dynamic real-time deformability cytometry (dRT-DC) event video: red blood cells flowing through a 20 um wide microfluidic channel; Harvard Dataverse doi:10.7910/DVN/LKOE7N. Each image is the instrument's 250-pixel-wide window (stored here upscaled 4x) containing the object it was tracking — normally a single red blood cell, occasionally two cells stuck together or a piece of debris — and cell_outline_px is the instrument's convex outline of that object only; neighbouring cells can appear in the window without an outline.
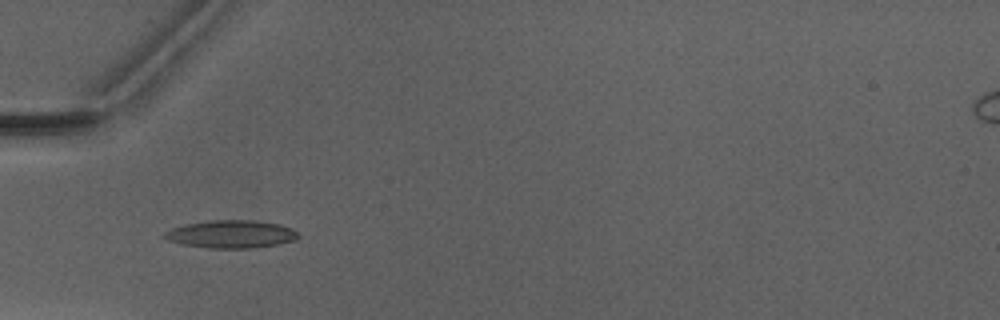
{"species": "Egyptian fruit bat (a non-hibernating species)", "species_latin": "Rousettus aegyptiacus", "temperature_condition": "warm", "stored_images_in_passage": 30, "camera_frame_rate_fps": 3000, "um_per_image_px": 0.085, "animal": {"sex": "male"}, "frame": {"image": 1, "passage_image": 1, "time_ms": 0.0, "image_size_px": [1000, 320], "cell_outline_px": [[300, 236], [296, 240], [280, 244], [252, 248], [208, 248], [184, 244], [168, 240], [164, 236], [164, 232], [172, 228], [184, 224], [212, 220], [256, 220], [276, 224], [292, 228]], "centroid_in_image_um": [19.67, 19.9], "position_along_channel_um": 65.3, "area_um2": 21.62}}
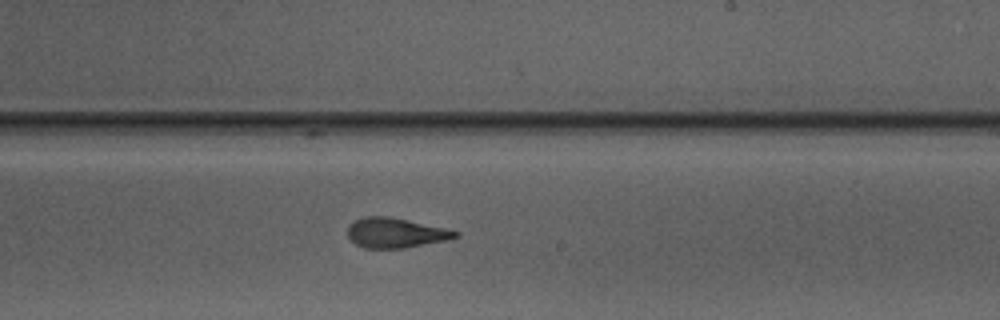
{"frame": {"image": 2, "passage_image": 15, "time_ms": 4.667, "image_size_px": [1000, 320], "cell_outline_px": [[460, 236], [448, 240], [404, 248], [364, 248], [356, 244], [348, 236], [348, 224], [364, 216], [388, 216], [448, 228], [460, 232]], "centroid_in_image_um": [33.66, 19.79], "position_along_channel_um": 255.3, "area_um2": 18.9}}
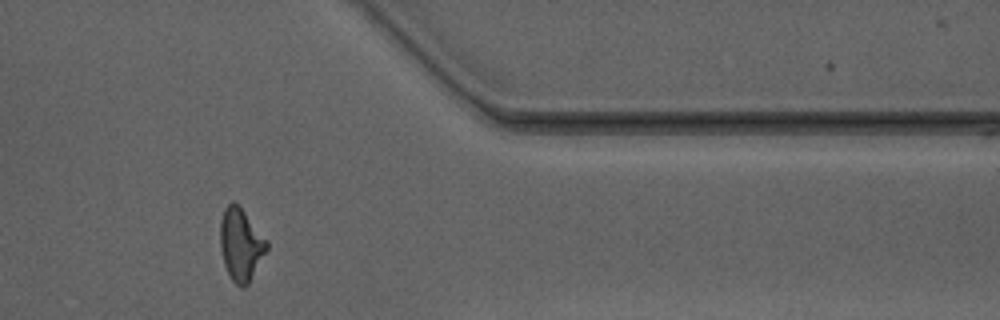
{"frame": {"image": 3, "passage_image": 26, "time_ms": 8.333, "image_size_px": [1000, 320], "cell_outline_px": [[268, 248], [248, 284], [244, 288], [240, 288], [232, 280], [224, 264], [220, 248], [220, 220], [224, 208], [232, 200], [240, 204], [268, 240]], "centroid_in_image_um": [20.47, 20.73], "position_along_channel_um": 390.9, "area_um2": 20.0}, "authors_computed_cell_mechanics": {"area_um2": 19.1896, "velocity_mm_per_s": 4.1266, "shape_relaxation_time_tau1_ms": null, "shape_relaxation_time_tau2_ms": 1.6507, "deformation_change_tau1": null, "deformation_change_tau2": 0.1103}}